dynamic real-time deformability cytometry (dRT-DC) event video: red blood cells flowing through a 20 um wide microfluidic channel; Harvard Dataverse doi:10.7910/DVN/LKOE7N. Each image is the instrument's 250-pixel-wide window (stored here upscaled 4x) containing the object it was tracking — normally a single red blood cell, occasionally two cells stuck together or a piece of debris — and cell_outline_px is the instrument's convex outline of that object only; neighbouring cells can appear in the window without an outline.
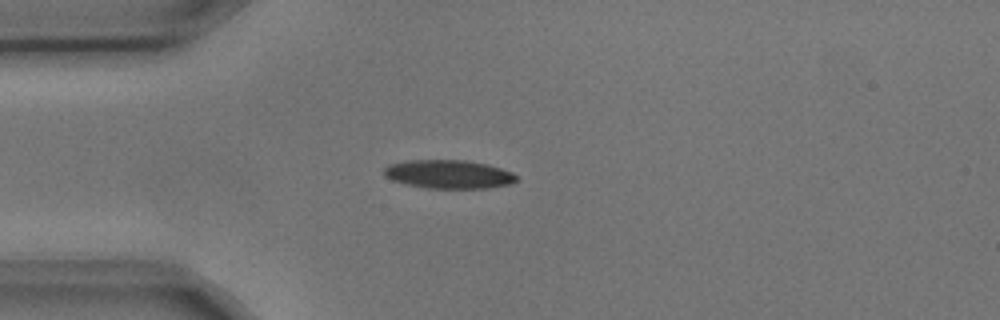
{"species": "common noctule bat (a hibernating species)", "species_latin": "Nyctalus noctula", "temperature_condition": "cold", "stored_images_in_passage": 5, "camera_frame_rate_fps": 3000, "um_per_image_px": 0.085, "animal": {"sex": "male", "body_mass_g": 17.9, "forearm_length_mm": 54.2}, "frame": {"image": 1, "passage_image": 1, "time_ms": 0.0, "image_size_px": [1000, 320], "cell_outline_px": [[516, 180], [508, 184], [488, 188], [428, 188], [408, 184], [392, 180], [384, 176], [384, 168], [388, 164], [404, 160], [464, 160], [488, 164], [512, 172], [516, 176]], "centroid_in_image_um": [38.1, 14.8], "position_along_channel_um": 46.9, "area_um2": 21.96}}
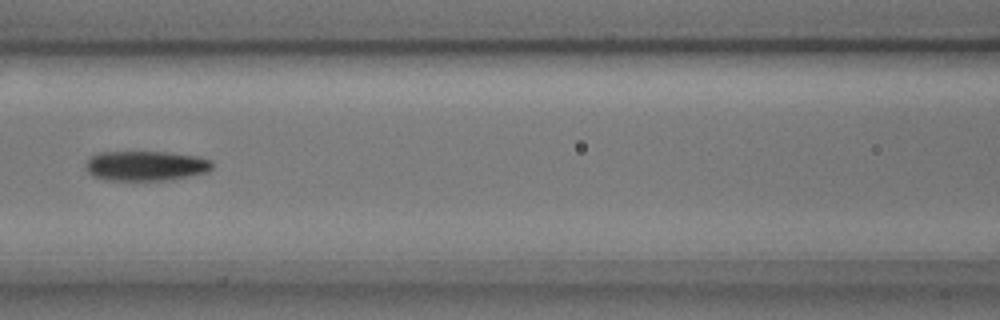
{"frame": {"image": 2, "passage_image": 4, "time_ms": 1.0, "image_size_px": [1000, 320], "cell_outline_px": [[212, 168], [208, 172], [172, 180], [104, 180], [92, 176], [88, 172], [88, 160], [92, 156], [100, 152], [172, 152], [200, 156], [212, 160]], "centroid_in_image_um": [12.46, 14.09], "position_along_channel_um": 154.1, "area_um2": 22.2}}
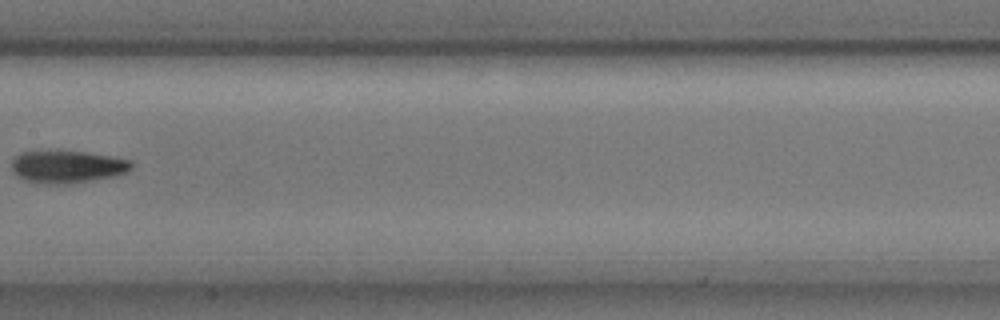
{"frame": {"image": 3, "passage_image": 5, "time_ms": 1.333, "image_size_px": [1000, 320], "cell_outline_px": [[132, 168], [128, 172], [112, 176], [68, 184], [44, 184], [28, 180], [12, 172], [12, 160], [20, 152], [48, 148], [60, 148], [88, 152], [112, 156], [132, 160]], "centroid_in_image_um": [5.7, 14.1], "position_along_channel_um": 201.7, "area_um2": 23.47}}